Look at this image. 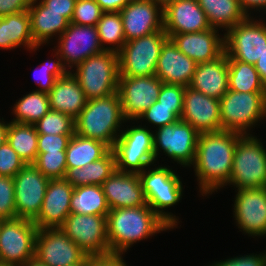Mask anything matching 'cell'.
I'll return each instance as SVG.
<instances>
[{
  "label": "cell",
  "mask_w": 266,
  "mask_h": 266,
  "mask_svg": "<svg viewBox=\"0 0 266 266\" xmlns=\"http://www.w3.org/2000/svg\"><path fill=\"white\" fill-rule=\"evenodd\" d=\"M23 266H46L45 264H43L42 262H40L37 258H32L30 259L26 264H24Z\"/></svg>",
  "instance_id": "cell-56"
},
{
  "label": "cell",
  "mask_w": 266,
  "mask_h": 266,
  "mask_svg": "<svg viewBox=\"0 0 266 266\" xmlns=\"http://www.w3.org/2000/svg\"><path fill=\"white\" fill-rule=\"evenodd\" d=\"M6 141L26 164L36 161L38 133L34 124L9 122Z\"/></svg>",
  "instance_id": "cell-34"
},
{
  "label": "cell",
  "mask_w": 266,
  "mask_h": 266,
  "mask_svg": "<svg viewBox=\"0 0 266 266\" xmlns=\"http://www.w3.org/2000/svg\"><path fill=\"white\" fill-rule=\"evenodd\" d=\"M111 148L104 142L74 134L66 148L67 171L103 158Z\"/></svg>",
  "instance_id": "cell-30"
},
{
  "label": "cell",
  "mask_w": 266,
  "mask_h": 266,
  "mask_svg": "<svg viewBox=\"0 0 266 266\" xmlns=\"http://www.w3.org/2000/svg\"><path fill=\"white\" fill-rule=\"evenodd\" d=\"M228 60L255 64L266 50V24L251 15L223 34Z\"/></svg>",
  "instance_id": "cell-11"
},
{
  "label": "cell",
  "mask_w": 266,
  "mask_h": 266,
  "mask_svg": "<svg viewBox=\"0 0 266 266\" xmlns=\"http://www.w3.org/2000/svg\"><path fill=\"white\" fill-rule=\"evenodd\" d=\"M13 179L16 218L33 221L41 210L49 179L33 164H26Z\"/></svg>",
  "instance_id": "cell-15"
},
{
  "label": "cell",
  "mask_w": 266,
  "mask_h": 266,
  "mask_svg": "<svg viewBox=\"0 0 266 266\" xmlns=\"http://www.w3.org/2000/svg\"><path fill=\"white\" fill-rule=\"evenodd\" d=\"M163 82L156 76H119L118 94L122 112L128 121L136 120L159 96Z\"/></svg>",
  "instance_id": "cell-16"
},
{
  "label": "cell",
  "mask_w": 266,
  "mask_h": 266,
  "mask_svg": "<svg viewBox=\"0 0 266 266\" xmlns=\"http://www.w3.org/2000/svg\"><path fill=\"white\" fill-rule=\"evenodd\" d=\"M75 73L86 98L106 97L118 92L119 58L118 53L105 50L90 56L76 66Z\"/></svg>",
  "instance_id": "cell-6"
},
{
  "label": "cell",
  "mask_w": 266,
  "mask_h": 266,
  "mask_svg": "<svg viewBox=\"0 0 266 266\" xmlns=\"http://www.w3.org/2000/svg\"><path fill=\"white\" fill-rule=\"evenodd\" d=\"M125 121L127 122L117 92L87 100L86 106L74 119L75 133L104 142L112 149L121 133V123Z\"/></svg>",
  "instance_id": "cell-3"
},
{
  "label": "cell",
  "mask_w": 266,
  "mask_h": 266,
  "mask_svg": "<svg viewBox=\"0 0 266 266\" xmlns=\"http://www.w3.org/2000/svg\"><path fill=\"white\" fill-rule=\"evenodd\" d=\"M209 266H266V252L220 260Z\"/></svg>",
  "instance_id": "cell-47"
},
{
  "label": "cell",
  "mask_w": 266,
  "mask_h": 266,
  "mask_svg": "<svg viewBox=\"0 0 266 266\" xmlns=\"http://www.w3.org/2000/svg\"><path fill=\"white\" fill-rule=\"evenodd\" d=\"M27 12L30 17L33 41L39 47L50 41L52 36H56V34L60 36L70 24L63 13L49 11V8L38 0H32Z\"/></svg>",
  "instance_id": "cell-28"
},
{
  "label": "cell",
  "mask_w": 266,
  "mask_h": 266,
  "mask_svg": "<svg viewBox=\"0 0 266 266\" xmlns=\"http://www.w3.org/2000/svg\"><path fill=\"white\" fill-rule=\"evenodd\" d=\"M73 135L38 134V153L66 151L67 144Z\"/></svg>",
  "instance_id": "cell-46"
},
{
  "label": "cell",
  "mask_w": 266,
  "mask_h": 266,
  "mask_svg": "<svg viewBox=\"0 0 266 266\" xmlns=\"http://www.w3.org/2000/svg\"><path fill=\"white\" fill-rule=\"evenodd\" d=\"M12 110L15 115L12 122L35 124L50 110L48 93L32 91L19 99Z\"/></svg>",
  "instance_id": "cell-35"
},
{
  "label": "cell",
  "mask_w": 266,
  "mask_h": 266,
  "mask_svg": "<svg viewBox=\"0 0 266 266\" xmlns=\"http://www.w3.org/2000/svg\"><path fill=\"white\" fill-rule=\"evenodd\" d=\"M139 119H146L149 123L160 128L176 123L180 118L174 113V107H165L155 101L137 120Z\"/></svg>",
  "instance_id": "cell-43"
},
{
  "label": "cell",
  "mask_w": 266,
  "mask_h": 266,
  "mask_svg": "<svg viewBox=\"0 0 266 266\" xmlns=\"http://www.w3.org/2000/svg\"><path fill=\"white\" fill-rule=\"evenodd\" d=\"M21 45L31 51L39 48L31 35L30 17L27 11L0 18V49L9 50Z\"/></svg>",
  "instance_id": "cell-29"
},
{
  "label": "cell",
  "mask_w": 266,
  "mask_h": 266,
  "mask_svg": "<svg viewBox=\"0 0 266 266\" xmlns=\"http://www.w3.org/2000/svg\"><path fill=\"white\" fill-rule=\"evenodd\" d=\"M167 35L183 54L197 64L214 61L224 53V37H220L216 28Z\"/></svg>",
  "instance_id": "cell-24"
},
{
  "label": "cell",
  "mask_w": 266,
  "mask_h": 266,
  "mask_svg": "<svg viewBox=\"0 0 266 266\" xmlns=\"http://www.w3.org/2000/svg\"><path fill=\"white\" fill-rule=\"evenodd\" d=\"M88 257L60 228L38 229L35 258L46 266H73L88 262Z\"/></svg>",
  "instance_id": "cell-14"
},
{
  "label": "cell",
  "mask_w": 266,
  "mask_h": 266,
  "mask_svg": "<svg viewBox=\"0 0 266 266\" xmlns=\"http://www.w3.org/2000/svg\"><path fill=\"white\" fill-rule=\"evenodd\" d=\"M144 169L139 173L147 205L171 228L178 225L175 215L165 212V208L176 205L182 198V181L176 173L167 167ZM147 170V171H146Z\"/></svg>",
  "instance_id": "cell-4"
},
{
  "label": "cell",
  "mask_w": 266,
  "mask_h": 266,
  "mask_svg": "<svg viewBox=\"0 0 266 266\" xmlns=\"http://www.w3.org/2000/svg\"><path fill=\"white\" fill-rule=\"evenodd\" d=\"M254 66L257 72L259 73L262 83L266 87V50L262 54V56L257 60V62L254 64Z\"/></svg>",
  "instance_id": "cell-53"
},
{
  "label": "cell",
  "mask_w": 266,
  "mask_h": 266,
  "mask_svg": "<svg viewBox=\"0 0 266 266\" xmlns=\"http://www.w3.org/2000/svg\"><path fill=\"white\" fill-rule=\"evenodd\" d=\"M212 28L225 31L243 22L248 16L239 0H197Z\"/></svg>",
  "instance_id": "cell-31"
},
{
  "label": "cell",
  "mask_w": 266,
  "mask_h": 266,
  "mask_svg": "<svg viewBox=\"0 0 266 266\" xmlns=\"http://www.w3.org/2000/svg\"><path fill=\"white\" fill-rule=\"evenodd\" d=\"M189 87L220 100L229 90L228 56L223 53L214 61L197 64Z\"/></svg>",
  "instance_id": "cell-26"
},
{
  "label": "cell",
  "mask_w": 266,
  "mask_h": 266,
  "mask_svg": "<svg viewBox=\"0 0 266 266\" xmlns=\"http://www.w3.org/2000/svg\"><path fill=\"white\" fill-rule=\"evenodd\" d=\"M96 27L103 50L118 53L126 43L120 12H103ZM105 44H110L112 47H105Z\"/></svg>",
  "instance_id": "cell-37"
},
{
  "label": "cell",
  "mask_w": 266,
  "mask_h": 266,
  "mask_svg": "<svg viewBox=\"0 0 266 266\" xmlns=\"http://www.w3.org/2000/svg\"><path fill=\"white\" fill-rule=\"evenodd\" d=\"M129 2H133V1H143V0H128Z\"/></svg>",
  "instance_id": "cell-58"
},
{
  "label": "cell",
  "mask_w": 266,
  "mask_h": 266,
  "mask_svg": "<svg viewBox=\"0 0 266 266\" xmlns=\"http://www.w3.org/2000/svg\"><path fill=\"white\" fill-rule=\"evenodd\" d=\"M73 266H88V262H81L80 264L73 265Z\"/></svg>",
  "instance_id": "cell-57"
},
{
  "label": "cell",
  "mask_w": 266,
  "mask_h": 266,
  "mask_svg": "<svg viewBox=\"0 0 266 266\" xmlns=\"http://www.w3.org/2000/svg\"><path fill=\"white\" fill-rule=\"evenodd\" d=\"M88 266H127L120 254L89 256Z\"/></svg>",
  "instance_id": "cell-50"
},
{
  "label": "cell",
  "mask_w": 266,
  "mask_h": 266,
  "mask_svg": "<svg viewBox=\"0 0 266 266\" xmlns=\"http://www.w3.org/2000/svg\"><path fill=\"white\" fill-rule=\"evenodd\" d=\"M102 9L94 0H76L71 23L82 26H96L102 16Z\"/></svg>",
  "instance_id": "cell-41"
},
{
  "label": "cell",
  "mask_w": 266,
  "mask_h": 266,
  "mask_svg": "<svg viewBox=\"0 0 266 266\" xmlns=\"http://www.w3.org/2000/svg\"><path fill=\"white\" fill-rule=\"evenodd\" d=\"M219 101L222 130L250 135V128L266 117V92L228 90Z\"/></svg>",
  "instance_id": "cell-5"
},
{
  "label": "cell",
  "mask_w": 266,
  "mask_h": 266,
  "mask_svg": "<svg viewBox=\"0 0 266 266\" xmlns=\"http://www.w3.org/2000/svg\"><path fill=\"white\" fill-rule=\"evenodd\" d=\"M58 40L56 51L61 57L63 66L65 68L68 66V69L104 51L96 26H82L70 22Z\"/></svg>",
  "instance_id": "cell-17"
},
{
  "label": "cell",
  "mask_w": 266,
  "mask_h": 266,
  "mask_svg": "<svg viewBox=\"0 0 266 266\" xmlns=\"http://www.w3.org/2000/svg\"><path fill=\"white\" fill-rule=\"evenodd\" d=\"M180 119L194 127L199 134L221 131L220 101L187 86Z\"/></svg>",
  "instance_id": "cell-19"
},
{
  "label": "cell",
  "mask_w": 266,
  "mask_h": 266,
  "mask_svg": "<svg viewBox=\"0 0 266 266\" xmlns=\"http://www.w3.org/2000/svg\"><path fill=\"white\" fill-rule=\"evenodd\" d=\"M8 124V122L5 124V122L0 119V146L7 140Z\"/></svg>",
  "instance_id": "cell-54"
},
{
  "label": "cell",
  "mask_w": 266,
  "mask_h": 266,
  "mask_svg": "<svg viewBox=\"0 0 266 266\" xmlns=\"http://www.w3.org/2000/svg\"><path fill=\"white\" fill-rule=\"evenodd\" d=\"M233 212L245 234L266 236V187L237 190Z\"/></svg>",
  "instance_id": "cell-18"
},
{
  "label": "cell",
  "mask_w": 266,
  "mask_h": 266,
  "mask_svg": "<svg viewBox=\"0 0 266 266\" xmlns=\"http://www.w3.org/2000/svg\"><path fill=\"white\" fill-rule=\"evenodd\" d=\"M240 6L242 10L249 16V10L257 9L259 12L260 10L264 9L266 11V0H239Z\"/></svg>",
  "instance_id": "cell-52"
},
{
  "label": "cell",
  "mask_w": 266,
  "mask_h": 266,
  "mask_svg": "<svg viewBox=\"0 0 266 266\" xmlns=\"http://www.w3.org/2000/svg\"><path fill=\"white\" fill-rule=\"evenodd\" d=\"M151 130L142 126H132L121 131L112 148L116 169L128 173H141L153 165L154 143Z\"/></svg>",
  "instance_id": "cell-8"
},
{
  "label": "cell",
  "mask_w": 266,
  "mask_h": 266,
  "mask_svg": "<svg viewBox=\"0 0 266 266\" xmlns=\"http://www.w3.org/2000/svg\"><path fill=\"white\" fill-rule=\"evenodd\" d=\"M37 231L32 220H3L0 227V265L23 266L34 258Z\"/></svg>",
  "instance_id": "cell-10"
},
{
  "label": "cell",
  "mask_w": 266,
  "mask_h": 266,
  "mask_svg": "<svg viewBox=\"0 0 266 266\" xmlns=\"http://www.w3.org/2000/svg\"><path fill=\"white\" fill-rule=\"evenodd\" d=\"M110 209L101 185L74 187L70 213L107 216Z\"/></svg>",
  "instance_id": "cell-33"
},
{
  "label": "cell",
  "mask_w": 266,
  "mask_h": 266,
  "mask_svg": "<svg viewBox=\"0 0 266 266\" xmlns=\"http://www.w3.org/2000/svg\"><path fill=\"white\" fill-rule=\"evenodd\" d=\"M16 218L14 179L0 176V219Z\"/></svg>",
  "instance_id": "cell-42"
},
{
  "label": "cell",
  "mask_w": 266,
  "mask_h": 266,
  "mask_svg": "<svg viewBox=\"0 0 266 266\" xmlns=\"http://www.w3.org/2000/svg\"><path fill=\"white\" fill-rule=\"evenodd\" d=\"M197 63L183 54L168 38L163 44L156 64V76L165 84L187 87L195 73Z\"/></svg>",
  "instance_id": "cell-25"
},
{
  "label": "cell",
  "mask_w": 266,
  "mask_h": 266,
  "mask_svg": "<svg viewBox=\"0 0 266 266\" xmlns=\"http://www.w3.org/2000/svg\"><path fill=\"white\" fill-rule=\"evenodd\" d=\"M116 170L115 155L111 149L103 158L82 168L69 169L65 179L73 186L102 185Z\"/></svg>",
  "instance_id": "cell-32"
},
{
  "label": "cell",
  "mask_w": 266,
  "mask_h": 266,
  "mask_svg": "<svg viewBox=\"0 0 266 266\" xmlns=\"http://www.w3.org/2000/svg\"><path fill=\"white\" fill-rule=\"evenodd\" d=\"M33 165L49 180L65 178L66 151L38 153Z\"/></svg>",
  "instance_id": "cell-39"
},
{
  "label": "cell",
  "mask_w": 266,
  "mask_h": 266,
  "mask_svg": "<svg viewBox=\"0 0 266 266\" xmlns=\"http://www.w3.org/2000/svg\"><path fill=\"white\" fill-rule=\"evenodd\" d=\"M57 61H49L44 62L38 72L34 73L36 76V83L39 85L40 89H37L38 91L49 93L56 81V79L63 77L68 71L64 66L61 61V57L59 54L56 52L55 54ZM58 56V57H57Z\"/></svg>",
  "instance_id": "cell-40"
},
{
  "label": "cell",
  "mask_w": 266,
  "mask_h": 266,
  "mask_svg": "<svg viewBox=\"0 0 266 266\" xmlns=\"http://www.w3.org/2000/svg\"><path fill=\"white\" fill-rule=\"evenodd\" d=\"M101 186L110 210L147 205L137 173L116 169Z\"/></svg>",
  "instance_id": "cell-22"
},
{
  "label": "cell",
  "mask_w": 266,
  "mask_h": 266,
  "mask_svg": "<svg viewBox=\"0 0 266 266\" xmlns=\"http://www.w3.org/2000/svg\"><path fill=\"white\" fill-rule=\"evenodd\" d=\"M38 134L74 135V119L65 113L49 110L34 124Z\"/></svg>",
  "instance_id": "cell-38"
},
{
  "label": "cell",
  "mask_w": 266,
  "mask_h": 266,
  "mask_svg": "<svg viewBox=\"0 0 266 266\" xmlns=\"http://www.w3.org/2000/svg\"><path fill=\"white\" fill-rule=\"evenodd\" d=\"M228 184L237 190L266 187V149L252 134L238 139Z\"/></svg>",
  "instance_id": "cell-7"
},
{
  "label": "cell",
  "mask_w": 266,
  "mask_h": 266,
  "mask_svg": "<svg viewBox=\"0 0 266 266\" xmlns=\"http://www.w3.org/2000/svg\"><path fill=\"white\" fill-rule=\"evenodd\" d=\"M172 229L148 205L111 209L107 214L110 254L123 255L137 241Z\"/></svg>",
  "instance_id": "cell-2"
},
{
  "label": "cell",
  "mask_w": 266,
  "mask_h": 266,
  "mask_svg": "<svg viewBox=\"0 0 266 266\" xmlns=\"http://www.w3.org/2000/svg\"><path fill=\"white\" fill-rule=\"evenodd\" d=\"M156 129L153 134L155 160L162 149L166 156L183 167L193 165L200 135L194 127L179 119L176 123Z\"/></svg>",
  "instance_id": "cell-13"
},
{
  "label": "cell",
  "mask_w": 266,
  "mask_h": 266,
  "mask_svg": "<svg viewBox=\"0 0 266 266\" xmlns=\"http://www.w3.org/2000/svg\"><path fill=\"white\" fill-rule=\"evenodd\" d=\"M167 34L202 32L212 28L197 0H173L163 10Z\"/></svg>",
  "instance_id": "cell-23"
},
{
  "label": "cell",
  "mask_w": 266,
  "mask_h": 266,
  "mask_svg": "<svg viewBox=\"0 0 266 266\" xmlns=\"http://www.w3.org/2000/svg\"><path fill=\"white\" fill-rule=\"evenodd\" d=\"M103 12H120L129 2L128 0H94Z\"/></svg>",
  "instance_id": "cell-51"
},
{
  "label": "cell",
  "mask_w": 266,
  "mask_h": 266,
  "mask_svg": "<svg viewBox=\"0 0 266 266\" xmlns=\"http://www.w3.org/2000/svg\"><path fill=\"white\" fill-rule=\"evenodd\" d=\"M59 228L88 256L110 254L107 216L70 213Z\"/></svg>",
  "instance_id": "cell-12"
},
{
  "label": "cell",
  "mask_w": 266,
  "mask_h": 266,
  "mask_svg": "<svg viewBox=\"0 0 266 266\" xmlns=\"http://www.w3.org/2000/svg\"><path fill=\"white\" fill-rule=\"evenodd\" d=\"M48 96L50 110L65 113L73 119L80 114L88 100L72 71L56 79Z\"/></svg>",
  "instance_id": "cell-27"
},
{
  "label": "cell",
  "mask_w": 266,
  "mask_h": 266,
  "mask_svg": "<svg viewBox=\"0 0 266 266\" xmlns=\"http://www.w3.org/2000/svg\"><path fill=\"white\" fill-rule=\"evenodd\" d=\"M241 135L229 130L199 135L192 166L202 196L217 192L229 182L236 144Z\"/></svg>",
  "instance_id": "cell-1"
},
{
  "label": "cell",
  "mask_w": 266,
  "mask_h": 266,
  "mask_svg": "<svg viewBox=\"0 0 266 266\" xmlns=\"http://www.w3.org/2000/svg\"><path fill=\"white\" fill-rule=\"evenodd\" d=\"M169 38L165 31H157L127 41L118 52L119 76L142 77L156 74V64L163 44Z\"/></svg>",
  "instance_id": "cell-9"
},
{
  "label": "cell",
  "mask_w": 266,
  "mask_h": 266,
  "mask_svg": "<svg viewBox=\"0 0 266 266\" xmlns=\"http://www.w3.org/2000/svg\"><path fill=\"white\" fill-rule=\"evenodd\" d=\"M41 1L49 11H55L59 13H63V16L66 17L69 21H71L76 0H39Z\"/></svg>",
  "instance_id": "cell-48"
},
{
  "label": "cell",
  "mask_w": 266,
  "mask_h": 266,
  "mask_svg": "<svg viewBox=\"0 0 266 266\" xmlns=\"http://www.w3.org/2000/svg\"><path fill=\"white\" fill-rule=\"evenodd\" d=\"M149 1H152L154 4L158 5L164 10L173 0H149Z\"/></svg>",
  "instance_id": "cell-55"
},
{
  "label": "cell",
  "mask_w": 266,
  "mask_h": 266,
  "mask_svg": "<svg viewBox=\"0 0 266 266\" xmlns=\"http://www.w3.org/2000/svg\"><path fill=\"white\" fill-rule=\"evenodd\" d=\"M74 187L65 179H50L41 210L33 223L38 229L59 228L70 215Z\"/></svg>",
  "instance_id": "cell-21"
},
{
  "label": "cell",
  "mask_w": 266,
  "mask_h": 266,
  "mask_svg": "<svg viewBox=\"0 0 266 266\" xmlns=\"http://www.w3.org/2000/svg\"><path fill=\"white\" fill-rule=\"evenodd\" d=\"M229 90L235 92H266L259 73L253 64L228 60Z\"/></svg>",
  "instance_id": "cell-36"
},
{
  "label": "cell",
  "mask_w": 266,
  "mask_h": 266,
  "mask_svg": "<svg viewBox=\"0 0 266 266\" xmlns=\"http://www.w3.org/2000/svg\"><path fill=\"white\" fill-rule=\"evenodd\" d=\"M32 0H0V18L9 14L28 11Z\"/></svg>",
  "instance_id": "cell-49"
},
{
  "label": "cell",
  "mask_w": 266,
  "mask_h": 266,
  "mask_svg": "<svg viewBox=\"0 0 266 266\" xmlns=\"http://www.w3.org/2000/svg\"><path fill=\"white\" fill-rule=\"evenodd\" d=\"M184 91V86L163 83L156 101L165 107H174V113L181 118Z\"/></svg>",
  "instance_id": "cell-44"
},
{
  "label": "cell",
  "mask_w": 266,
  "mask_h": 266,
  "mask_svg": "<svg viewBox=\"0 0 266 266\" xmlns=\"http://www.w3.org/2000/svg\"><path fill=\"white\" fill-rule=\"evenodd\" d=\"M25 165L7 141L0 146V176L13 178Z\"/></svg>",
  "instance_id": "cell-45"
},
{
  "label": "cell",
  "mask_w": 266,
  "mask_h": 266,
  "mask_svg": "<svg viewBox=\"0 0 266 266\" xmlns=\"http://www.w3.org/2000/svg\"><path fill=\"white\" fill-rule=\"evenodd\" d=\"M120 14L126 42L164 31L163 9L152 1L128 2Z\"/></svg>",
  "instance_id": "cell-20"
}]
</instances>
